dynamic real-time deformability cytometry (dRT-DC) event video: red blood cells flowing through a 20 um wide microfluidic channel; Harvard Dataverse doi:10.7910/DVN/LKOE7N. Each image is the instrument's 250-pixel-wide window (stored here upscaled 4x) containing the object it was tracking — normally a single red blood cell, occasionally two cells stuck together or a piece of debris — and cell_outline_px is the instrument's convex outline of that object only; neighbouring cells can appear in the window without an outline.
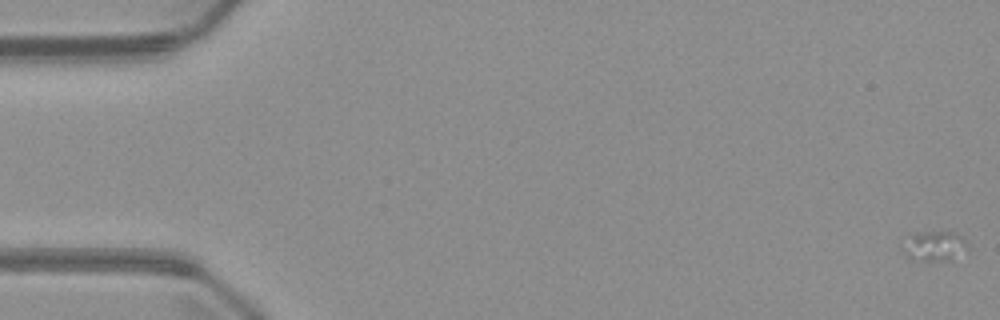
{"species": "common noctule bat (a hibernating species)", "species_latin": "Nyctalus noctula", "temperature_condition": "warm", "stored_images_in_passage": 5, "camera_frame_rate_fps": 3000, "um_per_image_px": 0.085, "animal": {"sex": "male", "body_mass_g": 23.1, "forearm_length_mm": 52.7}, "frame": {"image": 1, "passage_image": 1, "time_ms": 0.0, "image_size_px": [1000, 320], "cell_outline_px": [[968, 252], [952, 260], [912, 260], [904, 252], [912, 236], [916, 232], [956, 232], [968, 244]], "centroid_in_image_um": [79.57, 20.93], "position_along_channel_um": 5.4, "area_um2": 10.98}}